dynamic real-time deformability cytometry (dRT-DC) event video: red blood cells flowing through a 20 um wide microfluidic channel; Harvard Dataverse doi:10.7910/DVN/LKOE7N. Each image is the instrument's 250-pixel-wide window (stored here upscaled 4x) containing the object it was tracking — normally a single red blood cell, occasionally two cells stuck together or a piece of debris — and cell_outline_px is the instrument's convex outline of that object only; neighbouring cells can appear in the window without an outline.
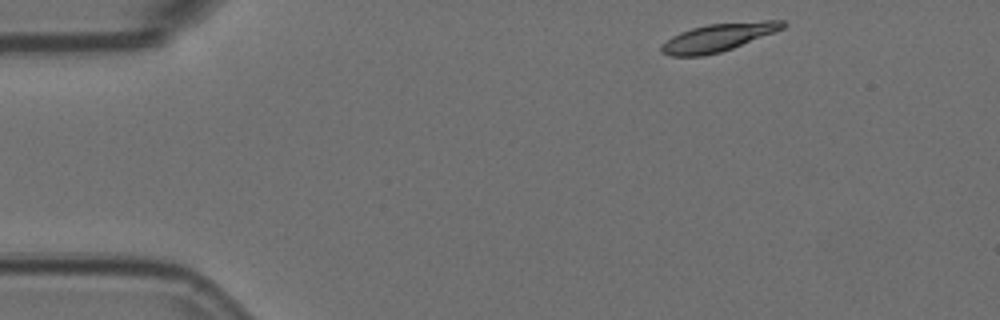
{"species": "Egyptian fruit bat (a non-hibernating species)", "species_latin": "Rousettus aegyptiacus", "temperature_condition": "room temperature", "stored_images_in_passage": 6, "camera_frame_rate_fps": 3000, "um_per_image_px": 0.085, "animal": {"sex": "female"}, "frame": {"image": 1, "passage_image": 1, "time_ms": 0.0, "image_size_px": [1000, 320], "cell_outline_px": [[788, 24], [784, 28], [732, 48], [720, 52], [704, 56], [668, 56], [660, 52], [660, 44], [672, 36], [680, 32], [692, 28], [708, 24], [764, 20], [784, 20]], "centroid_in_image_um": [61.01, 3.18], "position_along_channel_um": 24.0, "area_um2": 19.83}}
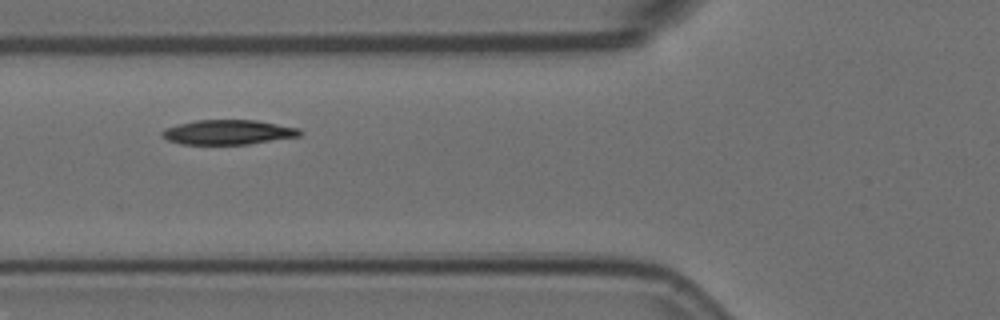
{"frame": {"image": 2, "passage_image": 5, "time_ms": 1.333, "image_size_px": [1000, 320], "cell_outline_px": [[304, 132], [300, 136], [248, 144], [180, 144], [168, 140], [160, 136], [160, 132], [164, 128], [176, 124], [196, 120], [256, 120], [300, 128]], "centroid_in_image_um": [19.37, 11.23], "position_along_channel_um": 106.4, "area_um2": 20.0}}
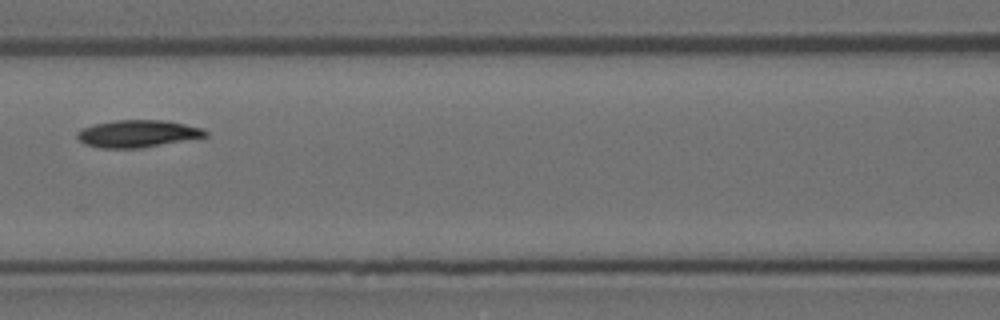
{"frame": {"image": 3, "passage_image": 6, "time_ms": 1.667, "image_size_px": [1000, 320], "cell_outline_px": [[208, 136], [144, 148], [100, 148], [84, 144], [76, 136], [76, 132], [80, 128], [96, 124], [116, 120], [168, 120], [204, 128], [208, 132]], "centroid_in_image_um": [11.72, 11.36], "position_along_channel_um": 154.9, "area_um2": 20.63}}